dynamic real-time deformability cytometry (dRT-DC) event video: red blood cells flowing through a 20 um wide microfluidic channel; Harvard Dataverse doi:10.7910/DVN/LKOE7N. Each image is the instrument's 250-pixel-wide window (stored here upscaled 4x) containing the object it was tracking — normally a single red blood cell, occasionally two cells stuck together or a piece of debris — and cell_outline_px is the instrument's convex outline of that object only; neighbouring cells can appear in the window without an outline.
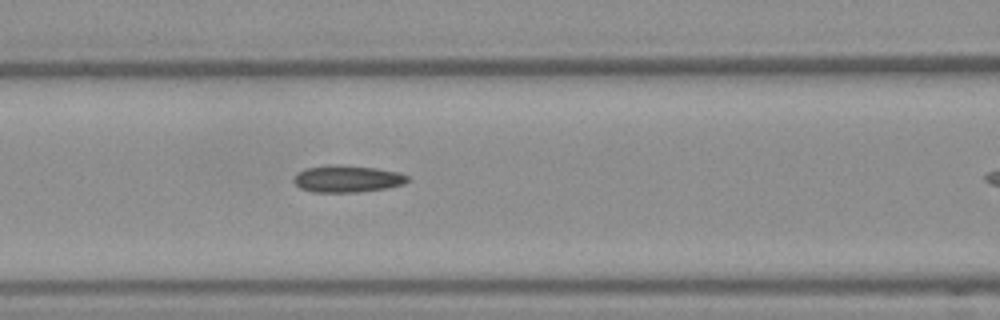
{"species": "Egyptian fruit bat (a non-hibernating species)", "species_latin": "Rousettus aegyptiacus", "temperature_condition": "warm", "stored_images_in_passage": 16, "camera_frame_rate_fps": 3000, "um_per_image_px": 0.085, "frame": {"image": 1, "passage_image": 12, "time_ms": 3.667, "image_size_px": [1000, 320], "cell_outline_px": [[412, 180], [404, 184], [384, 188], [356, 192], [312, 192], [300, 188], [292, 180], [296, 172], [304, 168], [328, 164], [332, 164], [376, 168], [400, 172], [408, 176]], "centroid_in_image_um": [29.49, 15.19], "position_along_channel_um": 137.1, "area_um2": 18.09}}